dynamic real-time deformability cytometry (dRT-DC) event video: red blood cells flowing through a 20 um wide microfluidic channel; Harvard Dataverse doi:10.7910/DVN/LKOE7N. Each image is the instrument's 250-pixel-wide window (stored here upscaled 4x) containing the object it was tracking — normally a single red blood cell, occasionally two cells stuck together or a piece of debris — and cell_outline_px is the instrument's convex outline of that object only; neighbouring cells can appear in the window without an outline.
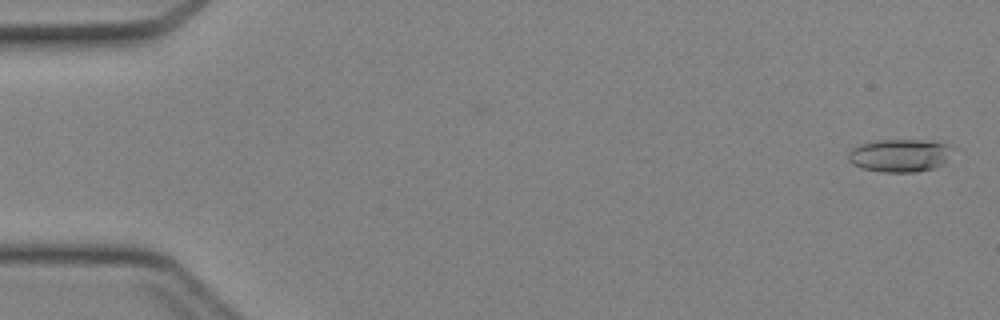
{"species": "Egyptian fruit bat (a non-hibernating species)", "species_latin": "Rousettus aegyptiacus", "temperature_condition": "cold", "stored_images_in_passage": 8, "camera_frame_rate_fps": 3000, "um_per_image_px": 0.085, "animal": {"sex": "female"}, "frame": {"image": 1, "passage_image": 2, "time_ms": 0.333, "image_size_px": [1000, 320], "cell_outline_px": [[956, 148], [944, 164], [932, 168], [916, 172], [884, 172], [860, 168], [852, 164], [848, 160], [848, 152], [852, 148], [860, 144], [880, 140], [932, 140], [948, 144]], "centroid_in_image_um": [76.52, 13.2], "position_along_channel_um": 8.5, "area_um2": 20.35}}